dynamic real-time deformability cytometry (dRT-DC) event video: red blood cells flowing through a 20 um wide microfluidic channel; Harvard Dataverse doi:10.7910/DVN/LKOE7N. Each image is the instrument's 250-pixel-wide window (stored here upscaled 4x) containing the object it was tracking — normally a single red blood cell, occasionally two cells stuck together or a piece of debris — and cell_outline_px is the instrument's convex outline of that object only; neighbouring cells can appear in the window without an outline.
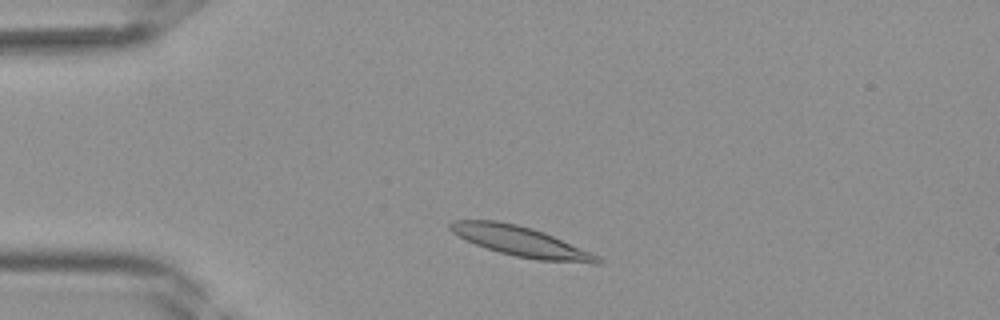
{"species": "Egyptian fruit bat (a non-hibernating species)", "species_latin": "Rousettus aegyptiacus", "temperature_condition": "room temperature", "stored_images_in_passage": 35, "camera_frame_rate_fps": 3000, "um_per_image_px": 0.085, "frame": {"image": 1, "passage_image": 4, "time_ms": 1.0, "image_size_px": [1000, 320], "cell_outline_px": [[604, 260], [600, 264], [592, 264], [540, 260], [516, 256], [500, 252], [476, 244], [452, 232], [448, 228], [448, 224], [452, 220], [496, 220], [516, 224], [532, 228], [544, 232], [600, 256]], "centroid_in_image_um": [44.32, 20.53], "position_along_channel_um": 40.7, "area_um2": 25.61}}
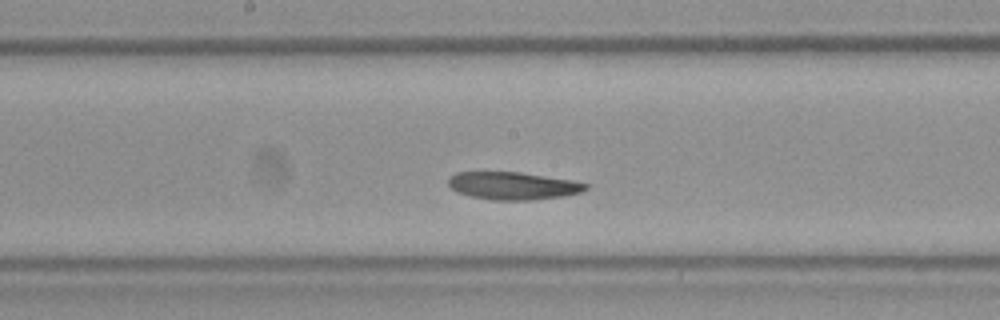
{"frame": {"image": 2, "passage_image": 16, "time_ms": 5.0, "image_size_px": [1000, 320], "cell_outline_px": [[588, 188], [580, 192], [564, 196], [532, 200], [496, 200], [472, 196], [456, 192], [448, 184], [448, 176], [456, 172], [520, 172], [572, 180], [588, 184]], "centroid_in_image_um": [43.59, 15.78], "position_along_channel_um": 204.6, "area_um2": 22.08}}
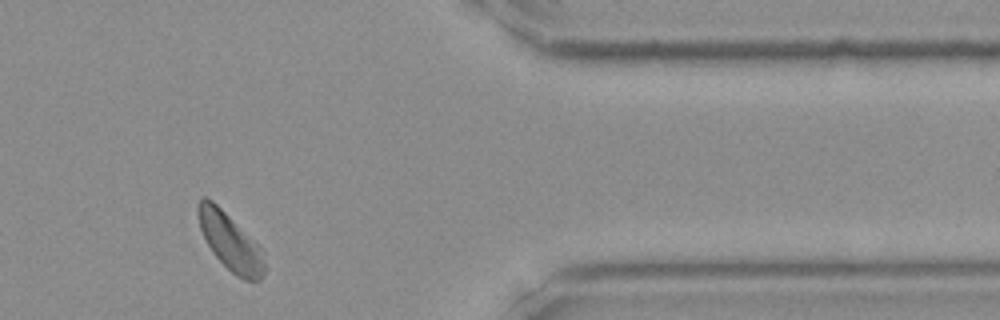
{"frame": {"image": 3, "passage_image": 29, "time_ms": 9.333, "image_size_px": [1000, 320], "cell_outline_px": [[268, 268], [260, 280], [244, 280], [236, 276], [212, 252], [200, 228], [196, 212], [196, 204], [200, 196], [204, 196], [212, 200], [256, 244]], "centroid_in_image_um": [19.52, 20.55], "position_along_channel_um": 391.9, "area_um2": 21.56}}